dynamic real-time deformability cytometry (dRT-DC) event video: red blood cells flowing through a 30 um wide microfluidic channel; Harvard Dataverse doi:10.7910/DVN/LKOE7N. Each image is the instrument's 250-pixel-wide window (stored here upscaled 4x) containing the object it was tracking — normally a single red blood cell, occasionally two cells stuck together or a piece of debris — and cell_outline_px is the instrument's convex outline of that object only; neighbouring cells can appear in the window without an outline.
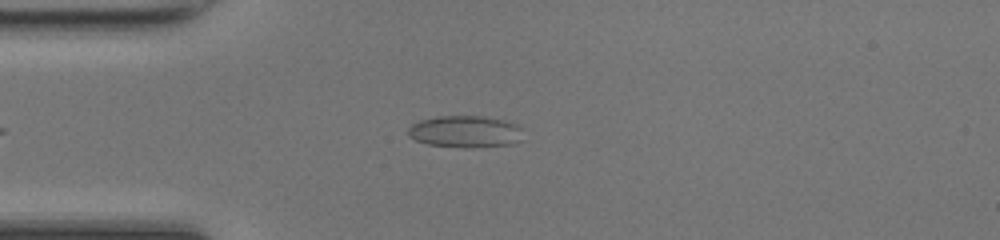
{"species": "common noctule bat (a hibernating species)", "species_latin": "Nyctalus noctula", "temperature_condition": "room temperature", "stored_images_in_passage": 37, "camera_frame_rate_fps": 3000, "um_per_image_px": 0.085, "animal": {"sex": "female", "body_mass_g": 17.0, "forearm_length_mm": 48.0}, "frame": {"image": 1, "passage_image": 8, "time_ms": 2.333, "image_size_px": [1000, 240], "cell_outline_px": [[524, 140], [512, 144], [464, 148], [428, 144], [416, 140], [408, 136], [408, 128], [412, 124], [420, 120], [436, 116], [484, 116], [504, 120], [516, 124], [520, 128]], "centroid_in_image_um": [39.56, 11.18], "position_along_channel_um": 45.4, "area_um2": 21.5}}
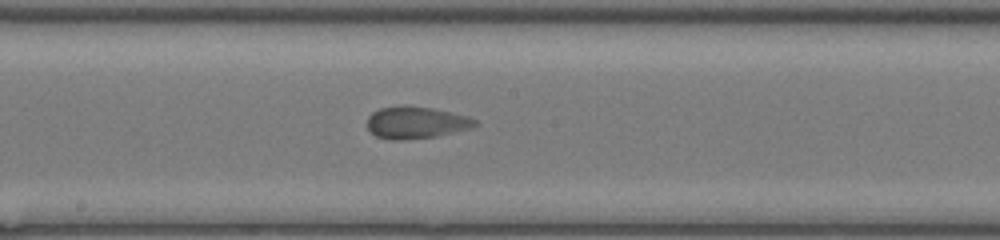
{"frame": {"image": 2, "passage_image": 21, "time_ms": 6.667, "image_size_px": [1000, 240], "cell_outline_px": [[480, 124], [472, 128], [436, 136], [404, 140], [388, 140], [376, 136], [368, 128], [368, 116], [372, 112], [380, 108], [404, 104], [408, 104], [432, 108], [468, 116], [476, 120]], "centroid_in_image_um": [35.36, 10.4], "position_along_channel_um": 212.8, "area_um2": 20.4}}
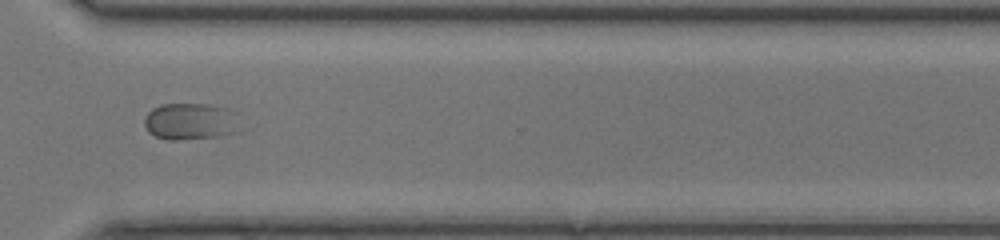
{"frame": {"image": 3, "passage_image": 31, "time_ms": 10.0, "image_size_px": [1000, 240], "cell_outline_px": [[244, 128], [240, 132], [224, 136], [176, 140], [168, 140], [156, 136], [148, 132], [144, 124], [144, 116], [152, 108], [160, 104], [208, 104], [224, 108]], "centroid_in_image_um": [16.17, 10.35], "position_along_channel_um": 354.4, "area_um2": 20.63}}